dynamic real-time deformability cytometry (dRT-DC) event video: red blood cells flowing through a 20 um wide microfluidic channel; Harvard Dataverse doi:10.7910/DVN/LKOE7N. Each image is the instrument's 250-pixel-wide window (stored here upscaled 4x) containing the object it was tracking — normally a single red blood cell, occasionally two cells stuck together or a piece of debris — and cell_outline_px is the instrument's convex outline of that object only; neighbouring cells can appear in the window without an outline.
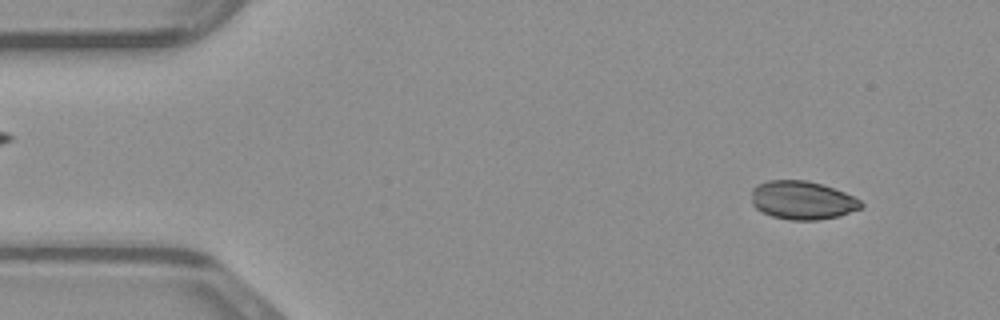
{"species": "common noctule bat (a hibernating species)", "species_latin": "Nyctalus noctula", "temperature_condition": "warm", "stored_images_in_passage": 48, "camera_frame_rate_fps": 3000, "um_per_image_px": 0.085, "animal": {"sex": "male", "body_mass_g": 23.1, "forearm_length_mm": 52.7}, "frame": {"image": 1, "passage_image": 5, "time_ms": 1.333, "image_size_px": [1000, 320], "cell_outline_px": [[864, 208], [840, 216], [816, 220], [792, 220], [772, 216], [756, 208], [752, 204], [752, 188], [756, 184], [768, 180], [808, 180], [844, 192], [860, 200], [864, 204]], "centroid_in_image_um": [68.21, 17.02], "position_along_channel_um": 16.8, "area_um2": 24.62}}
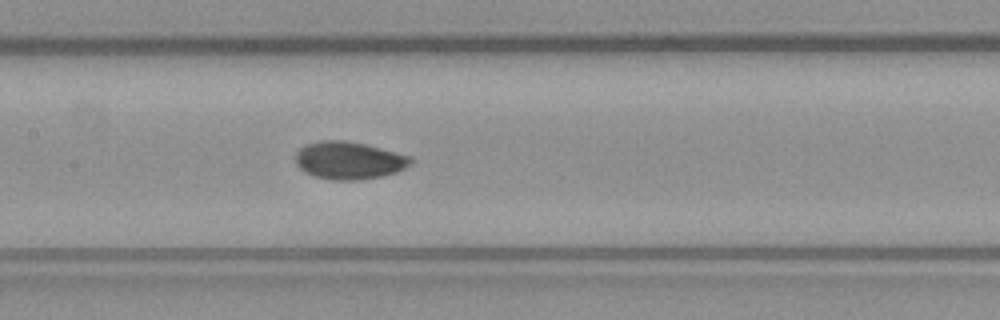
{"frame": {"image": 2, "passage_image": 23, "time_ms": 7.333, "image_size_px": [1000, 320], "cell_outline_px": [[412, 164], [396, 172], [380, 176], [360, 180], [332, 180], [312, 176], [304, 172], [296, 164], [296, 152], [300, 148], [308, 144], [320, 140], [344, 140], [364, 144], [412, 156]], "centroid_in_image_um": [29.65, 13.64], "position_along_channel_um": 177.8, "area_um2": 25.26}}
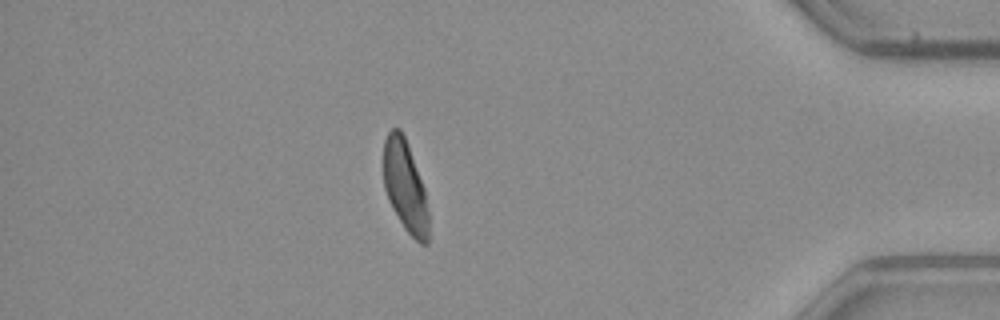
{"frame": {"image": 3, "passage_image": 42, "time_ms": 13.667, "image_size_px": [1000, 320], "cell_outline_px": [[428, 244], [420, 244], [404, 228], [392, 208], [388, 200], [384, 188], [384, 140], [388, 132], [392, 128], [400, 128], [404, 136], [424, 188], [428, 212]], "centroid_in_image_um": [34.43, 15.85], "position_along_channel_um": 400.8, "area_um2": 23.7}}